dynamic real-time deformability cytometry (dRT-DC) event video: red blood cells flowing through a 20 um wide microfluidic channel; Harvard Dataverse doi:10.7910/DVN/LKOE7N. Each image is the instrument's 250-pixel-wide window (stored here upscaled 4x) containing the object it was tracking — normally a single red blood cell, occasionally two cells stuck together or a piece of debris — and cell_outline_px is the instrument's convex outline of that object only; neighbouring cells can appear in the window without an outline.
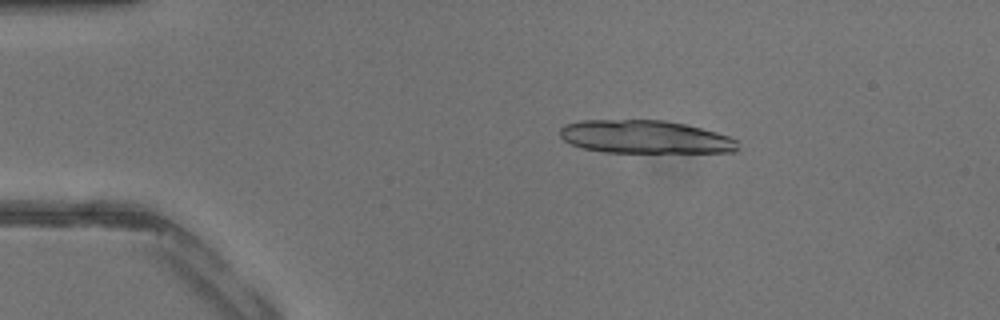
{"species": "common noctule bat (a hibernating species)", "species_latin": "Nyctalus noctula", "temperature_condition": "warm", "stored_images_in_passage": 17, "camera_frame_rate_fps": 3000, "um_per_image_px": 0.085, "animal": {"sex": "male", "body_mass_g": 13.3}, "frame": {"image": 1, "passage_image": 8, "time_ms": 2.333, "image_size_px": [1000, 320], "cell_outline_px": [[740, 148], [736, 152], [604, 152], [584, 148], [572, 144], [564, 140], [560, 136], [560, 128], [564, 124], [580, 120], [664, 120], [684, 124], [716, 132], [740, 140]], "centroid_in_image_um": [54.86, 11.64], "position_along_channel_um": 30.1, "area_um2": 34.45}}